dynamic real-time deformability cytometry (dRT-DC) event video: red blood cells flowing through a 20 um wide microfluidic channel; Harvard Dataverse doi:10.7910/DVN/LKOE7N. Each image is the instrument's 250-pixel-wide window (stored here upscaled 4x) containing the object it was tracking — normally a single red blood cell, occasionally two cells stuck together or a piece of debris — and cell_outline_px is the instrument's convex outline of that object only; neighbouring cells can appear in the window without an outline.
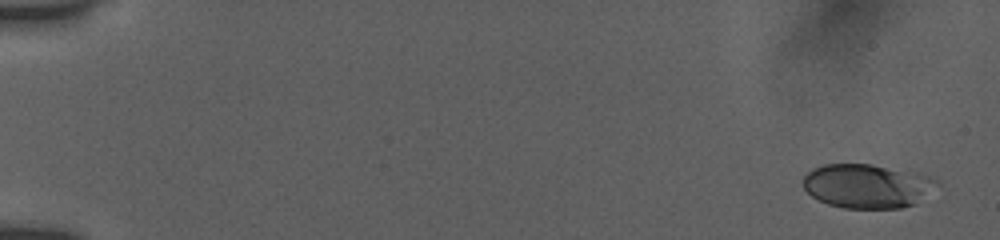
{"species": "human", "species_latin": "Homo sapiens", "temperature_condition": "room temperature", "stored_images_in_passage": 19, "camera_frame_rate_fps": 3000, "um_per_image_px": 0.085, "donor": {"sex": "female"}, "frame": {"image": 1, "passage_image": 1, "time_ms": 0.0, "image_size_px": [1000, 240], "cell_outline_px": [[940, 184], [916, 204], [900, 208], [844, 208], [828, 204], [812, 196], [804, 188], [804, 176], [812, 168], [824, 164], [872, 164], [920, 172], [940, 180]], "centroid_in_image_um": [73.77, 15.79], "position_along_channel_um": 11.2, "area_um2": 34.74}}
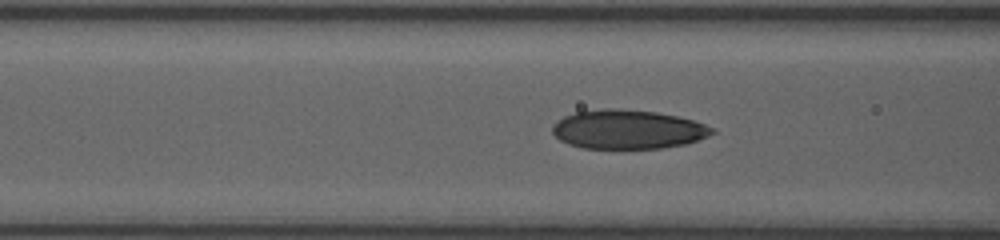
{"frame": {"image": 2, "passage_image": 14, "time_ms": 7.0, "image_size_px": [1000, 240], "cell_outline_px": [[716, 132], [708, 136], [684, 144], [660, 148], [584, 148], [568, 144], [560, 140], [552, 132], [552, 128], [564, 116], [576, 112], [604, 108], [616, 108], [656, 112], [676, 116], [692, 120], [704, 124], [712, 128]], "centroid_in_image_um": [53.36, 11.0], "position_along_channel_um": 113.2, "area_um2": 35.95}}
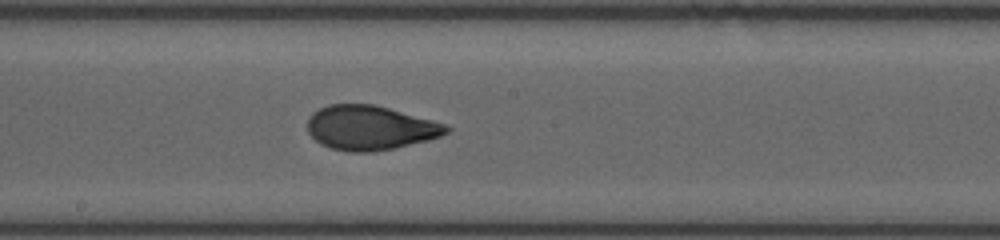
{"frame": {"image": 3, "passage_image": 19, "time_ms": 9.667, "image_size_px": [1000, 240], "cell_outline_px": [[452, 128], [448, 132], [440, 136], [428, 140], [396, 148], [372, 152], [348, 152], [332, 148], [320, 144], [308, 132], [308, 116], [312, 112], [328, 104], [372, 104], [388, 108], [432, 120], [444, 124]], "centroid_in_image_um": [31.44, 10.87], "position_along_channel_um": 216.8, "area_um2": 35.89}}